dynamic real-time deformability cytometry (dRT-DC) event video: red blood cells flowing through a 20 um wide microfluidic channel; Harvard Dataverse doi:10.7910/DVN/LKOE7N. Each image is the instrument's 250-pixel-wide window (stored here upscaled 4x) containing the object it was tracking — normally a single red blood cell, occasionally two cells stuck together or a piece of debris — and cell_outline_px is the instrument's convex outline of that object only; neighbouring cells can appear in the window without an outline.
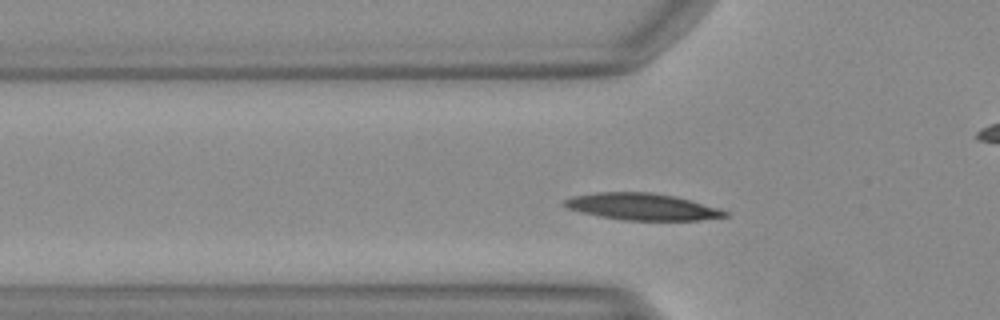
{"species": "Egyptian fruit bat (a non-hibernating species)", "species_latin": "Rousettus aegyptiacus", "temperature_condition": "warm", "stored_images_in_passage": 40, "camera_frame_rate_fps": 3000, "um_per_image_px": 0.085, "animal": {"sex": "female"}, "frame": {"image": 1, "passage_image": 6, "time_ms": 1.667, "image_size_px": [1000, 320], "cell_outline_px": [[728, 216], [700, 220], [624, 220], [600, 216], [580, 212], [568, 208], [560, 204], [564, 200], [572, 196], [596, 192], [648, 192], [676, 196], [720, 208], [728, 212]], "centroid_in_image_um": [54.57, 17.56], "position_along_channel_um": 71.2, "area_um2": 25.09}}
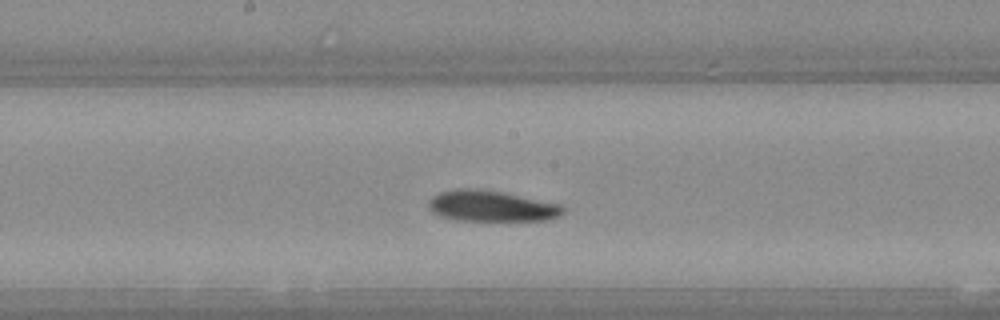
{"frame": {"image": 2, "passage_image": 16, "time_ms": 5.0, "image_size_px": [1000, 320], "cell_outline_px": [[564, 212], [560, 216], [548, 220], [456, 220], [440, 216], [432, 212], [428, 208], [428, 204], [432, 196], [440, 192], [460, 188], [472, 188], [500, 192], [560, 204], [564, 208]], "centroid_in_image_um": [41.74, 17.52], "position_along_channel_um": 206.5, "area_um2": 23.99}}
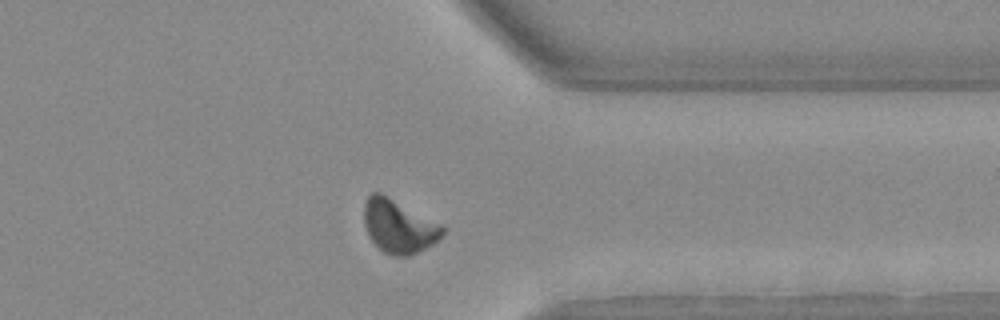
{"frame": {"image": 3, "passage_image": 29, "time_ms": 9.333, "image_size_px": [1000, 320], "cell_outline_px": [[444, 232], [432, 244], [420, 252], [408, 256], [392, 256], [384, 252], [368, 236], [364, 224], [364, 204], [368, 196], [372, 192], [380, 192], [444, 224]], "centroid_in_image_um": [33.9, 19.23], "position_along_channel_um": 377.5, "area_um2": 24.62}}